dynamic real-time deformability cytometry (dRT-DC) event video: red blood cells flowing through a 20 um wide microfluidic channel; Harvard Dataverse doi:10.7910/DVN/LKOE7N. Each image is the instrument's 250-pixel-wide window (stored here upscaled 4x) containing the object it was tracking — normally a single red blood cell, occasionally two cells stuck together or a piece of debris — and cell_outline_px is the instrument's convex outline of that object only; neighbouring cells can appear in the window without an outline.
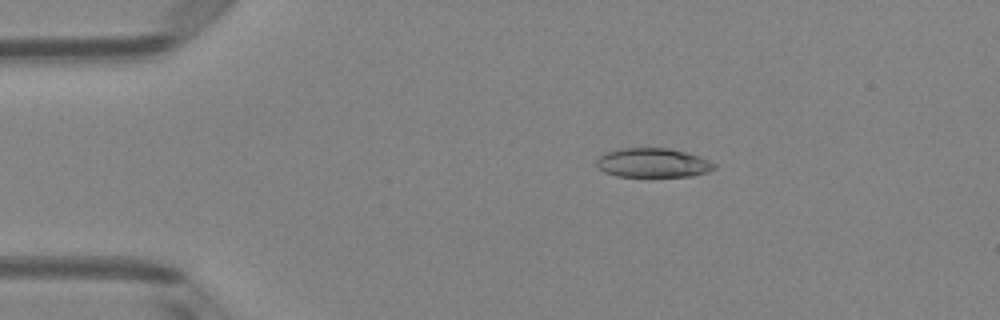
{"species": "Egyptian fruit bat (a non-hibernating species)", "species_latin": "Rousettus aegyptiacus", "temperature_condition": "room temperature", "stored_images_in_passage": 50, "camera_frame_rate_fps": 3000, "um_per_image_px": 0.085, "animal": {"sex": "female"}, "frame": {"image": 1, "passage_image": 9, "time_ms": 2.667, "image_size_px": [1000, 320], "cell_outline_px": [[716, 168], [708, 172], [692, 176], [616, 176], [604, 172], [596, 168], [596, 160], [604, 152], [620, 148], [668, 148], [688, 152], [700, 156], [716, 164]], "centroid_in_image_um": [55.48, 13.83], "position_along_channel_um": 29.5, "area_um2": 20.29}}
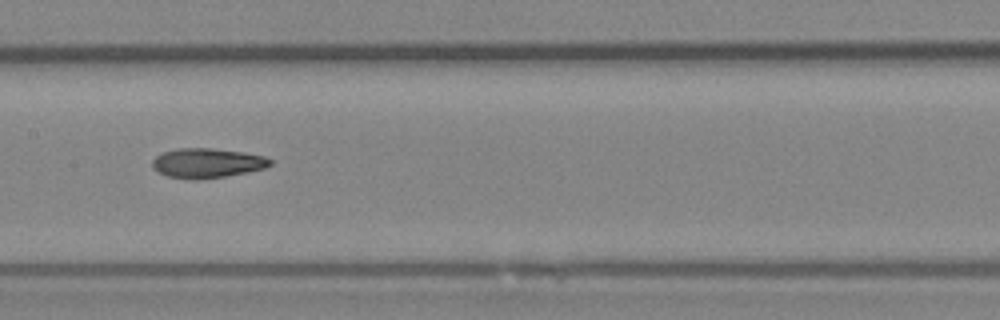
{"frame": {"image": 2, "passage_image": 25, "time_ms": 8.0, "image_size_px": [1000, 320], "cell_outline_px": [[272, 164], [264, 168], [248, 172], [224, 176], [196, 180], [192, 180], [168, 176], [156, 172], [152, 168], [152, 160], [156, 156], [164, 152], [180, 148], [212, 148], [244, 152], [264, 156], [272, 160]], "centroid_in_image_um": [17.59, 13.86], "position_along_channel_um": 189.8, "area_um2": 20.4}}
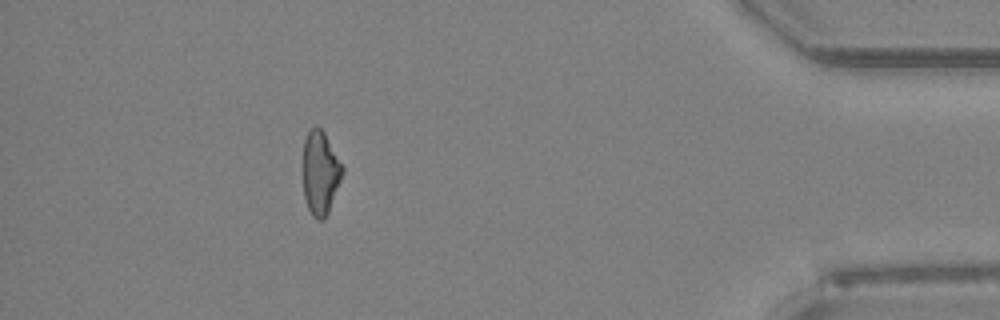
{"frame": {"image": 3, "passage_image": 45, "time_ms": 14.667, "image_size_px": [1000, 320], "cell_outline_px": [[344, 172], [328, 212], [324, 220], [316, 220], [312, 216], [308, 208], [304, 196], [304, 140], [308, 132], [316, 124], [324, 132], [344, 168]], "centroid_in_image_um": [27.24, 14.7], "position_along_channel_um": 408.0, "area_um2": 19.02}, "authors_computed_cell_mechanics": {"area_um2": 20.3456, "velocity_mm_per_s": 4.0458, "shape_relaxation_time_tau1_ms": 4.0892, "shape_relaxation_time_tau2_ms": 4.4347, "deformation_change_tau1": 0.1491, "deformation_change_tau2": 0.1238}}